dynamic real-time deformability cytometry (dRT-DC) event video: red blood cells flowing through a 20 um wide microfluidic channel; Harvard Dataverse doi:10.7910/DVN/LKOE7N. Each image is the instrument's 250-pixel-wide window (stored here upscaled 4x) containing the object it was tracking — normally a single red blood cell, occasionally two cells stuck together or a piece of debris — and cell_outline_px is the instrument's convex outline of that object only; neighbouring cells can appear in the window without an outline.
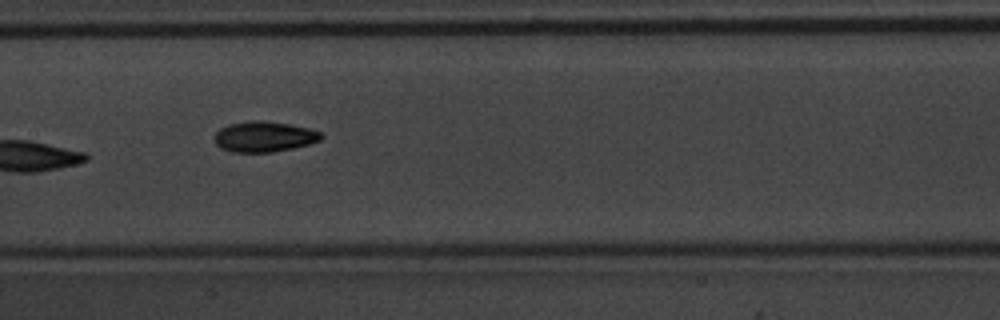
{"species": "common noctule bat (a hibernating species)", "species_latin": "Nyctalus noctula", "temperature_condition": "warm", "stored_images_in_passage": 8, "camera_frame_rate_fps": 3000, "um_per_image_px": 0.085, "animal": {"sex": "male", "body_mass_g": 20.1, "forearm_length_mm": 53.5}, "frame": {"image": 1, "passage_image": 8, "time_ms": 2.333, "image_size_px": [1000, 320], "cell_outline_px": [[324, 136], [320, 140], [308, 144], [292, 148], [272, 152], [232, 152], [220, 148], [216, 144], [216, 132], [220, 128], [228, 124], [248, 120], [264, 120], [288, 124], [308, 128], [320, 132]], "centroid_in_image_um": [22.43, 11.61], "position_along_channel_um": 185.0, "area_um2": 18.96}}